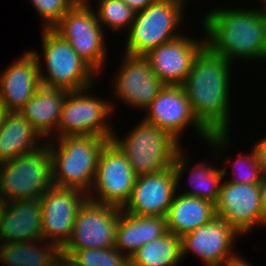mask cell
Instances as JSON below:
<instances>
[{
	"mask_svg": "<svg viewBox=\"0 0 266 266\" xmlns=\"http://www.w3.org/2000/svg\"><path fill=\"white\" fill-rule=\"evenodd\" d=\"M239 234L223 218L215 216L207 224L180 237L182 259L192 251L206 266H219L237 255L232 252V245Z\"/></svg>",
	"mask_w": 266,
	"mask_h": 266,
	"instance_id": "cell-16",
	"label": "cell"
},
{
	"mask_svg": "<svg viewBox=\"0 0 266 266\" xmlns=\"http://www.w3.org/2000/svg\"><path fill=\"white\" fill-rule=\"evenodd\" d=\"M215 212L216 216L234 227L240 236L248 234L255 226H266L260 183L236 184L222 181Z\"/></svg>",
	"mask_w": 266,
	"mask_h": 266,
	"instance_id": "cell-14",
	"label": "cell"
},
{
	"mask_svg": "<svg viewBox=\"0 0 266 266\" xmlns=\"http://www.w3.org/2000/svg\"><path fill=\"white\" fill-rule=\"evenodd\" d=\"M53 29L96 73L103 69L107 53L105 31L92 6L74 4Z\"/></svg>",
	"mask_w": 266,
	"mask_h": 266,
	"instance_id": "cell-11",
	"label": "cell"
},
{
	"mask_svg": "<svg viewBox=\"0 0 266 266\" xmlns=\"http://www.w3.org/2000/svg\"><path fill=\"white\" fill-rule=\"evenodd\" d=\"M209 163H198L195 165L190 174V190L180 193L187 196L198 197L216 204L219 198L220 186L222 179L228 173L224 169L212 168L214 166ZM193 185V186H192Z\"/></svg>",
	"mask_w": 266,
	"mask_h": 266,
	"instance_id": "cell-27",
	"label": "cell"
},
{
	"mask_svg": "<svg viewBox=\"0 0 266 266\" xmlns=\"http://www.w3.org/2000/svg\"><path fill=\"white\" fill-rule=\"evenodd\" d=\"M67 93L68 91L65 89L41 84L35 94L19 111L43 137L45 142L53 139L51 132L57 131ZM44 138L47 139L44 140Z\"/></svg>",
	"mask_w": 266,
	"mask_h": 266,
	"instance_id": "cell-21",
	"label": "cell"
},
{
	"mask_svg": "<svg viewBox=\"0 0 266 266\" xmlns=\"http://www.w3.org/2000/svg\"><path fill=\"white\" fill-rule=\"evenodd\" d=\"M43 138L20 112H7L0 126V163L30 153L45 144Z\"/></svg>",
	"mask_w": 266,
	"mask_h": 266,
	"instance_id": "cell-24",
	"label": "cell"
},
{
	"mask_svg": "<svg viewBox=\"0 0 266 266\" xmlns=\"http://www.w3.org/2000/svg\"><path fill=\"white\" fill-rule=\"evenodd\" d=\"M109 141L96 135L47 140L51 152L53 185L80 189L88 194L95 179L100 153Z\"/></svg>",
	"mask_w": 266,
	"mask_h": 266,
	"instance_id": "cell-3",
	"label": "cell"
},
{
	"mask_svg": "<svg viewBox=\"0 0 266 266\" xmlns=\"http://www.w3.org/2000/svg\"><path fill=\"white\" fill-rule=\"evenodd\" d=\"M43 19V29H53L75 4L74 0H30Z\"/></svg>",
	"mask_w": 266,
	"mask_h": 266,
	"instance_id": "cell-31",
	"label": "cell"
},
{
	"mask_svg": "<svg viewBox=\"0 0 266 266\" xmlns=\"http://www.w3.org/2000/svg\"><path fill=\"white\" fill-rule=\"evenodd\" d=\"M95 11L97 20L101 26H108V29L114 31H129L135 19L134 11L123 0H98ZM110 27V28H109Z\"/></svg>",
	"mask_w": 266,
	"mask_h": 266,
	"instance_id": "cell-28",
	"label": "cell"
},
{
	"mask_svg": "<svg viewBox=\"0 0 266 266\" xmlns=\"http://www.w3.org/2000/svg\"><path fill=\"white\" fill-rule=\"evenodd\" d=\"M91 0H74L75 4H88L91 5L90 3Z\"/></svg>",
	"mask_w": 266,
	"mask_h": 266,
	"instance_id": "cell-38",
	"label": "cell"
},
{
	"mask_svg": "<svg viewBox=\"0 0 266 266\" xmlns=\"http://www.w3.org/2000/svg\"><path fill=\"white\" fill-rule=\"evenodd\" d=\"M215 216L212 202L176 193L166 216L167 232L181 237L207 224Z\"/></svg>",
	"mask_w": 266,
	"mask_h": 266,
	"instance_id": "cell-23",
	"label": "cell"
},
{
	"mask_svg": "<svg viewBox=\"0 0 266 266\" xmlns=\"http://www.w3.org/2000/svg\"><path fill=\"white\" fill-rule=\"evenodd\" d=\"M196 39L182 34L144 55L164 85H182L185 82L195 57L205 47L204 38Z\"/></svg>",
	"mask_w": 266,
	"mask_h": 266,
	"instance_id": "cell-18",
	"label": "cell"
},
{
	"mask_svg": "<svg viewBox=\"0 0 266 266\" xmlns=\"http://www.w3.org/2000/svg\"><path fill=\"white\" fill-rule=\"evenodd\" d=\"M88 195L80 189L50 187L41 196L42 239L62 248Z\"/></svg>",
	"mask_w": 266,
	"mask_h": 266,
	"instance_id": "cell-15",
	"label": "cell"
},
{
	"mask_svg": "<svg viewBox=\"0 0 266 266\" xmlns=\"http://www.w3.org/2000/svg\"><path fill=\"white\" fill-rule=\"evenodd\" d=\"M4 202L0 199V219H1V212L3 209Z\"/></svg>",
	"mask_w": 266,
	"mask_h": 266,
	"instance_id": "cell-39",
	"label": "cell"
},
{
	"mask_svg": "<svg viewBox=\"0 0 266 266\" xmlns=\"http://www.w3.org/2000/svg\"><path fill=\"white\" fill-rule=\"evenodd\" d=\"M136 179L137 174L126 156L110 140L100 153L92 191L87 194L88 199L123 208L131 196Z\"/></svg>",
	"mask_w": 266,
	"mask_h": 266,
	"instance_id": "cell-13",
	"label": "cell"
},
{
	"mask_svg": "<svg viewBox=\"0 0 266 266\" xmlns=\"http://www.w3.org/2000/svg\"><path fill=\"white\" fill-rule=\"evenodd\" d=\"M254 150L261 166V170L266 174V135L260 141H257L254 145Z\"/></svg>",
	"mask_w": 266,
	"mask_h": 266,
	"instance_id": "cell-32",
	"label": "cell"
},
{
	"mask_svg": "<svg viewBox=\"0 0 266 266\" xmlns=\"http://www.w3.org/2000/svg\"><path fill=\"white\" fill-rule=\"evenodd\" d=\"M243 257L239 255H235L229 259H226L222 264L219 266H253L249 264L247 260L242 259Z\"/></svg>",
	"mask_w": 266,
	"mask_h": 266,
	"instance_id": "cell-34",
	"label": "cell"
},
{
	"mask_svg": "<svg viewBox=\"0 0 266 266\" xmlns=\"http://www.w3.org/2000/svg\"><path fill=\"white\" fill-rule=\"evenodd\" d=\"M41 34L44 58L33 51L39 62L41 84L67 91L92 86L97 73L75 52L67 40L54 29H42ZM40 58L44 59L46 71L42 69Z\"/></svg>",
	"mask_w": 266,
	"mask_h": 266,
	"instance_id": "cell-5",
	"label": "cell"
},
{
	"mask_svg": "<svg viewBox=\"0 0 266 266\" xmlns=\"http://www.w3.org/2000/svg\"><path fill=\"white\" fill-rule=\"evenodd\" d=\"M181 239L171 232L142 245L129 259V266H178Z\"/></svg>",
	"mask_w": 266,
	"mask_h": 266,
	"instance_id": "cell-26",
	"label": "cell"
},
{
	"mask_svg": "<svg viewBox=\"0 0 266 266\" xmlns=\"http://www.w3.org/2000/svg\"><path fill=\"white\" fill-rule=\"evenodd\" d=\"M92 87L68 91L57 126L58 132H54L53 139L65 136L96 135L111 140L114 132L113 127L108 125L107 119L113 112L114 104L90 96L87 92Z\"/></svg>",
	"mask_w": 266,
	"mask_h": 266,
	"instance_id": "cell-10",
	"label": "cell"
},
{
	"mask_svg": "<svg viewBox=\"0 0 266 266\" xmlns=\"http://www.w3.org/2000/svg\"><path fill=\"white\" fill-rule=\"evenodd\" d=\"M185 0H156L135 14L128 31L125 53L144 56L161 44L182 35L177 32L184 19ZM177 29V30H176Z\"/></svg>",
	"mask_w": 266,
	"mask_h": 266,
	"instance_id": "cell-6",
	"label": "cell"
},
{
	"mask_svg": "<svg viewBox=\"0 0 266 266\" xmlns=\"http://www.w3.org/2000/svg\"><path fill=\"white\" fill-rule=\"evenodd\" d=\"M145 112L147 114L143 117L144 121L157 125L178 142L181 141L180 135L192 125L199 133V137H202V140L208 142L207 144L213 148L218 149L217 151H222L229 144L227 143L229 133L210 134L195 118L182 85H165Z\"/></svg>",
	"mask_w": 266,
	"mask_h": 266,
	"instance_id": "cell-8",
	"label": "cell"
},
{
	"mask_svg": "<svg viewBox=\"0 0 266 266\" xmlns=\"http://www.w3.org/2000/svg\"><path fill=\"white\" fill-rule=\"evenodd\" d=\"M68 257L78 266H129V260L115 247L72 251Z\"/></svg>",
	"mask_w": 266,
	"mask_h": 266,
	"instance_id": "cell-29",
	"label": "cell"
},
{
	"mask_svg": "<svg viewBox=\"0 0 266 266\" xmlns=\"http://www.w3.org/2000/svg\"><path fill=\"white\" fill-rule=\"evenodd\" d=\"M261 1H263L262 3H264V5H266V0H261Z\"/></svg>",
	"mask_w": 266,
	"mask_h": 266,
	"instance_id": "cell-40",
	"label": "cell"
},
{
	"mask_svg": "<svg viewBox=\"0 0 266 266\" xmlns=\"http://www.w3.org/2000/svg\"><path fill=\"white\" fill-rule=\"evenodd\" d=\"M165 233L166 217L137 216L121 210L116 228L115 248L129 260L142 245L162 237Z\"/></svg>",
	"mask_w": 266,
	"mask_h": 266,
	"instance_id": "cell-22",
	"label": "cell"
},
{
	"mask_svg": "<svg viewBox=\"0 0 266 266\" xmlns=\"http://www.w3.org/2000/svg\"><path fill=\"white\" fill-rule=\"evenodd\" d=\"M6 113H7V110L4 107V104L0 100V126H1V124L3 122V119H4L5 115H6Z\"/></svg>",
	"mask_w": 266,
	"mask_h": 266,
	"instance_id": "cell-37",
	"label": "cell"
},
{
	"mask_svg": "<svg viewBox=\"0 0 266 266\" xmlns=\"http://www.w3.org/2000/svg\"><path fill=\"white\" fill-rule=\"evenodd\" d=\"M179 148L174 164L156 174L137 176L131 196L122 211L137 216L166 217L179 182L187 168V158ZM185 170V171H184Z\"/></svg>",
	"mask_w": 266,
	"mask_h": 266,
	"instance_id": "cell-9",
	"label": "cell"
},
{
	"mask_svg": "<svg viewBox=\"0 0 266 266\" xmlns=\"http://www.w3.org/2000/svg\"><path fill=\"white\" fill-rule=\"evenodd\" d=\"M40 85L39 62L33 50L25 52L0 75V100L7 112H19Z\"/></svg>",
	"mask_w": 266,
	"mask_h": 266,
	"instance_id": "cell-19",
	"label": "cell"
},
{
	"mask_svg": "<svg viewBox=\"0 0 266 266\" xmlns=\"http://www.w3.org/2000/svg\"><path fill=\"white\" fill-rule=\"evenodd\" d=\"M264 7L211 10L202 21L205 46L229 62L237 58L266 60V5Z\"/></svg>",
	"mask_w": 266,
	"mask_h": 266,
	"instance_id": "cell-2",
	"label": "cell"
},
{
	"mask_svg": "<svg viewBox=\"0 0 266 266\" xmlns=\"http://www.w3.org/2000/svg\"><path fill=\"white\" fill-rule=\"evenodd\" d=\"M111 141L126 156L137 176L170 168L182 146L168 132L144 120L122 140L114 132Z\"/></svg>",
	"mask_w": 266,
	"mask_h": 266,
	"instance_id": "cell-4",
	"label": "cell"
},
{
	"mask_svg": "<svg viewBox=\"0 0 266 266\" xmlns=\"http://www.w3.org/2000/svg\"><path fill=\"white\" fill-rule=\"evenodd\" d=\"M123 56L124 62L114 77L115 94L126 104L145 110L165 85L144 56Z\"/></svg>",
	"mask_w": 266,
	"mask_h": 266,
	"instance_id": "cell-17",
	"label": "cell"
},
{
	"mask_svg": "<svg viewBox=\"0 0 266 266\" xmlns=\"http://www.w3.org/2000/svg\"><path fill=\"white\" fill-rule=\"evenodd\" d=\"M122 208L87 199L78 211L71 236L61 248L72 251L115 247L116 228Z\"/></svg>",
	"mask_w": 266,
	"mask_h": 266,
	"instance_id": "cell-12",
	"label": "cell"
},
{
	"mask_svg": "<svg viewBox=\"0 0 266 266\" xmlns=\"http://www.w3.org/2000/svg\"><path fill=\"white\" fill-rule=\"evenodd\" d=\"M53 266H78L70 257L61 254Z\"/></svg>",
	"mask_w": 266,
	"mask_h": 266,
	"instance_id": "cell-35",
	"label": "cell"
},
{
	"mask_svg": "<svg viewBox=\"0 0 266 266\" xmlns=\"http://www.w3.org/2000/svg\"><path fill=\"white\" fill-rule=\"evenodd\" d=\"M260 191H261V203L264 211L266 213V174L263 176L260 182Z\"/></svg>",
	"mask_w": 266,
	"mask_h": 266,
	"instance_id": "cell-36",
	"label": "cell"
},
{
	"mask_svg": "<svg viewBox=\"0 0 266 266\" xmlns=\"http://www.w3.org/2000/svg\"><path fill=\"white\" fill-rule=\"evenodd\" d=\"M126 4H128L134 11L138 12L144 10L150 4L155 2L156 0H123Z\"/></svg>",
	"mask_w": 266,
	"mask_h": 266,
	"instance_id": "cell-33",
	"label": "cell"
},
{
	"mask_svg": "<svg viewBox=\"0 0 266 266\" xmlns=\"http://www.w3.org/2000/svg\"><path fill=\"white\" fill-rule=\"evenodd\" d=\"M41 197L4 202L0 241L25 242L42 239Z\"/></svg>",
	"mask_w": 266,
	"mask_h": 266,
	"instance_id": "cell-20",
	"label": "cell"
},
{
	"mask_svg": "<svg viewBox=\"0 0 266 266\" xmlns=\"http://www.w3.org/2000/svg\"><path fill=\"white\" fill-rule=\"evenodd\" d=\"M252 149L251 154L248 153L249 155L238 154L239 157L232 163L235 176H233V179L227 181L236 184H257L261 182L264 173L261 170L255 150L254 148Z\"/></svg>",
	"mask_w": 266,
	"mask_h": 266,
	"instance_id": "cell-30",
	"label": "cell"
},
{
	"mask_svg": "<svg viewBox=\"0 0 266 266\" xmlns=\"http://www.w3.org/2000/svg\"><path fill=\"white\" fill-rule=\"evenodd\" d=\"M231 64L205 46L182 84L195 118L210 134L229 133Z\"/></svg>",
	"mask_w": 266,
	"mask_h": 266,
	"instance_id": "cell-1",
	"label": "cell"
},
{
	"mask_svg": "<svg viewBox=\"0 0 266 266\" xmlns=\"http://www.w3.org/2000/svg\"><path fill=\"white\" fill-rule=\"evenodd\" d=\"M53 186L51 152L39 149L0 163V199L3 202L41 197Z\"/></svg>",
	"mask_w": 266,
	"mask_h": 266,
	"instance_id": "cell-7",
	"label": "cell"
},
{
	"mask_svg": "<svg viewBox=\"0 0 266 266\" xmlns=\"http://www.w3.org/2000/svg\"><path fill=\"white\" fill-rule=\"evenodd\" d=\"M36 241L1 243L0 260L7 266H53L61 255V248L43 239L40 242L46 247L41 245L40 248Z\"/></svg>",
	"mask_w": 266,
	"mask_h": 266,
	"instance_id": "cell-25",
	"label": "cell"
}]
</instances>
